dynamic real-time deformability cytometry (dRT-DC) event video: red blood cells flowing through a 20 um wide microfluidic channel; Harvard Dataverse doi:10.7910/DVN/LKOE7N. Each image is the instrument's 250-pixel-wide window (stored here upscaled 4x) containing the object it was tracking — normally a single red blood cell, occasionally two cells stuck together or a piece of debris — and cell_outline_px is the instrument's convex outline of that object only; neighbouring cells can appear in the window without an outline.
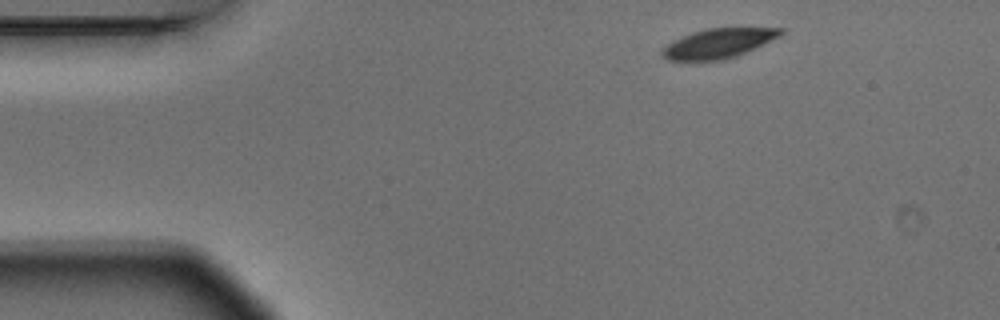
{"species": "Egyptian fruit bat (a non-hibernating species)", "species_latin": "Rousettus aegyptiacus", "temperature_condition": "warm", "stored_images_in_passage": 3, "camera_frame_rate_fps": 3000, "um_per_image_px": 0.085, "animal": {"sex": "male"}, "frame": {"image": 1, "passage_image": 1, "time_ms": 0.0, "image_size_px": [1000, 320], "cell_outline_px": [[784, 32], [780, 36], [736, 56], [720, 60], [668, 60], [660, 52], [668, 44], [692, 32], [704, 28], [784, 28]], "centroid_in_image_um": [61.08, 3.67], "position_along_channel_um": 23.9, "area_um2": 19.94}}
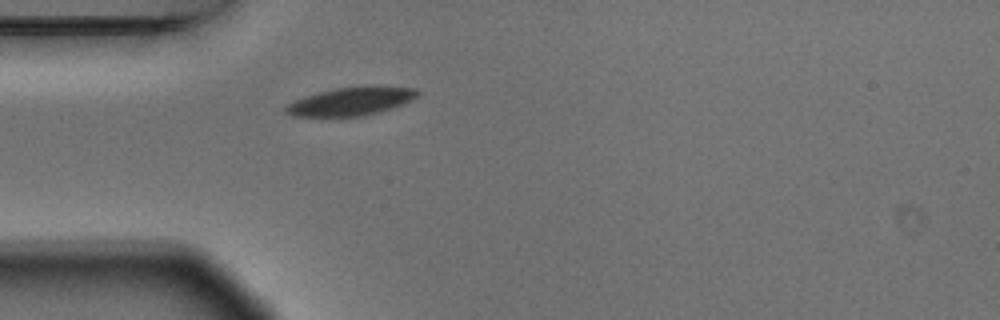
{"frame": {"image": 2, "passage_image": 3, "time_ms": 0.667, "image_size_px": [1000, 320], "cell_outline_px": [[420, 96], [404, 104], [380, 112], [364, 116], [292, 116], [284, 112], [284, 108], [288, 104], [296, 100], [320, 92], [336, 88], [372, 84], [376, 84], [416, 88], [420, 92]], "centroid_in_image_um": [29.96, 8.59], "position_along_channel_um": 55.0, "area_um2": 22.14}}